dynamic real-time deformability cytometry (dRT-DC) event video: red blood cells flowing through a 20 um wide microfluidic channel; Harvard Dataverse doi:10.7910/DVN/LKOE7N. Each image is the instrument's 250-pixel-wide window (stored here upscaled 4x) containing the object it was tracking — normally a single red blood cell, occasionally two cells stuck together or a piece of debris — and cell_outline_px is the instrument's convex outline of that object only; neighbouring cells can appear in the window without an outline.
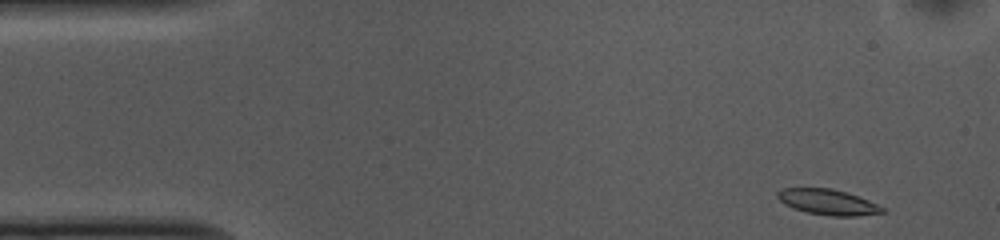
{"species": "common noctule bat (a hibernating species)", "species_latin": "Nyctalus noctula", "temperature_condition": "cold", "stored_images_in_passage": 51, "camera_frame_rate_fps": 3000, "um_per_image_px": 0.085, "animal": {"sex": "female", "body_mass_g": 10.0, "forearm_length_mm": 53.1}, "frame": {"image": 1, "passage_image": 1, "time_ms": 0.0, "image_size_px": [1000, 240], "cell_outline_px": [[884, 212], [856, 216], [832, 216], [808, 212], [792, 208], [784, 204], [776, 196], [776, 192], [784, 188], [832, 188], [848, 192], [868, 200], [884, 208]], "centroid_in_image_um": [70.34, 17.16], "position_along_channel_um": 14.7, "area_um2": 15.55}}
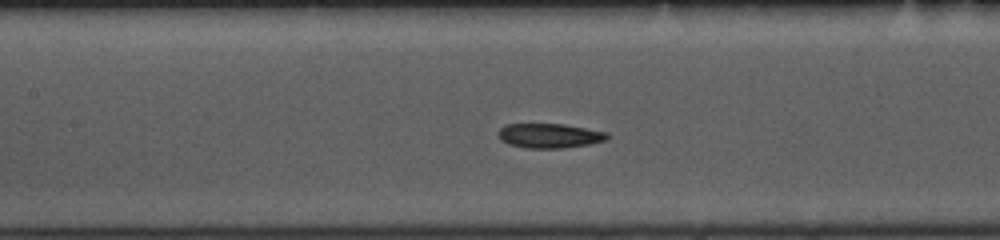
{"frame": {"image": 2, "passage_image": 20, "time_ms": 6.333, "image_size_px": [1000, 240], "cell_outline_px": [[608, 140], [588, 144], [564, 148], [528, 148], [508, 144], [500, 140], [500, 128], [504, 124], [564, 124], [608, 132]], "centroid_in_image_um": [46.73, 11.53], "position_along_channel_um": 160.7, "area_um2": 15.55}}
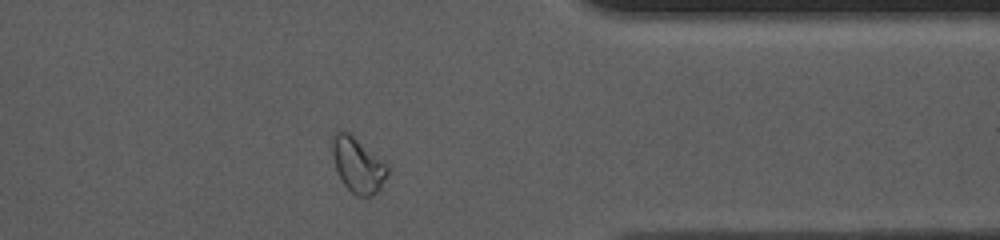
{"frame": {"image": 3, "passage_image": 39, "time_ms": 12.667, "image_size_px": [1000, 240], "cell_outline_px": [[388, 172], [380, 188], [372, 196], [356, 196], [344, 184], [336, 168], [332, 152], [332, 132], [340, 128], [344, 128], [384, 160], [388, 164]], "centroid_in_image_um": [30.4, 13.95], "position_along_channel_um": 381.0, "area_um2": 17.92}, "authors_computed_cell_mechanics": {"area_um2": 16.0684, "velocity_mm_per_s": 3.7043, "shape_relaxation_time_tau1_ms": null, "shape_relaxation_time_tau2_ms": 7.2322, "deformation_change_tau1": null, "deformation_change_tau2": 0.1256}}